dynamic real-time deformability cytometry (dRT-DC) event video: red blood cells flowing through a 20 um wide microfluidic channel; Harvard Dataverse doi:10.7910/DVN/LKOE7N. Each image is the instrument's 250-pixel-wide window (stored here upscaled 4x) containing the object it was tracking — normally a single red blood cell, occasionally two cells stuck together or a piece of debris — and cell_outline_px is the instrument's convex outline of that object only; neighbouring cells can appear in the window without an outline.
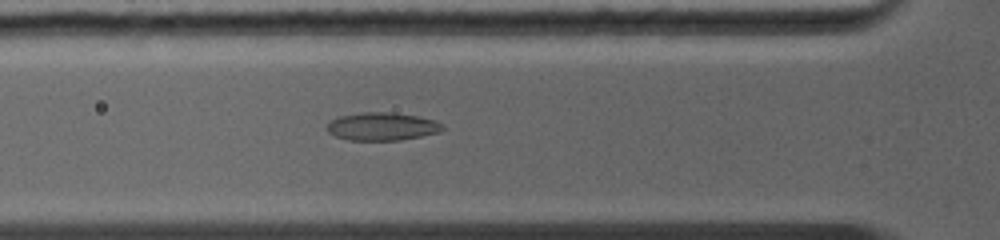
{"species": "common noctule bat (a hibernating species)", "species_latin": "Nyctalus noctula", "temperature_condition": "warm", "stored_images_in_passage": 33, "camera_frame_rate_fps": 5000, "um_per_image_px": 0.085, "animal": {"sex": "female", "body_mass_g": 19.0, "forearm_length_mm": 56.7}, "frame": {"image": 1, "passage_image": 4, "time_ms": 1.6, "image_size_px": [1000, 240], "cell_outline_px": [[444, 128], [440, 132], [400, 140], [348, 140], [336, 136], [328, 132], [324, 128], [332, 120], [340, 116], [360, 112], [388, 112], [416, 116], [436, 120], [444, 124]], "centroid_in_image_um": [32.48, 10.75], "position_along_channel_um": 93.3, "area_um2": 18.84}}
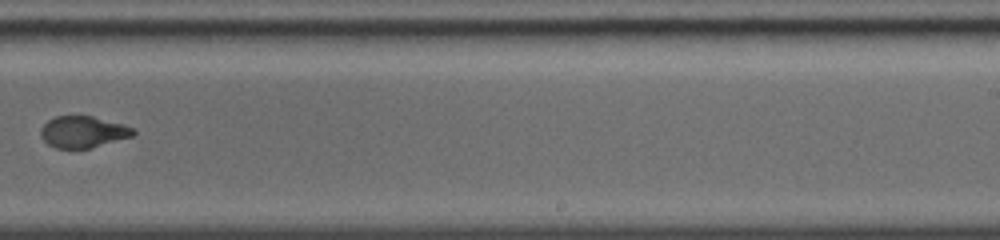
{"frame": {"image": 2, "passage_image": 12, "time_ms": 5.8, "image_size_px": [1000, 240], "cell_outline_px": [[136, 132], [132, 136], [92, 148], [56, 148], [48, 144], [40, 136], [40, 128], [48, 120], [56, 116], [92, 116], [120, 124], [132, 128]], "centroid_in_image_um": [7.01, 11.22], "position_along_channel_um": 282.0, "area_um2": 16.82}}
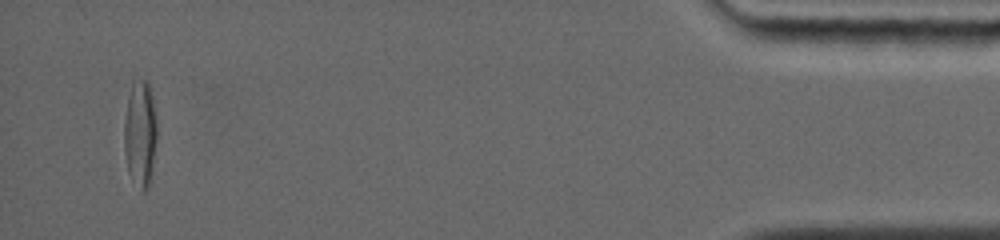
{"frame": {"image": 3, "passage_image": 29, "time_ms": 11.2, "image_size_px": [1000, 240], "cell_outline_px": [[156, 140], [152, 172], [148, 188], [144, 192], [140, 192], [128, 172], [124, 152], [124, 120], [128, 96], [132, 84], [140, 80], [148, 80], [152, 96], [156, 116]], "centroid_in_image_um": [11.91, 11.4], "position_along_channel_um": 423.3, "area_um2": 20.52}, "authors_computed_cell_mechanics": {"area_um2": 18.8428, "velocity_mm_per_s": 4.5006, "shape_relaxation_time_tau1_ms": null, "shape_relaxation_time_tau2_ms": 0.8152, "deformation_change_tau1": null, "deformation_change_tau2": 0.0678}}